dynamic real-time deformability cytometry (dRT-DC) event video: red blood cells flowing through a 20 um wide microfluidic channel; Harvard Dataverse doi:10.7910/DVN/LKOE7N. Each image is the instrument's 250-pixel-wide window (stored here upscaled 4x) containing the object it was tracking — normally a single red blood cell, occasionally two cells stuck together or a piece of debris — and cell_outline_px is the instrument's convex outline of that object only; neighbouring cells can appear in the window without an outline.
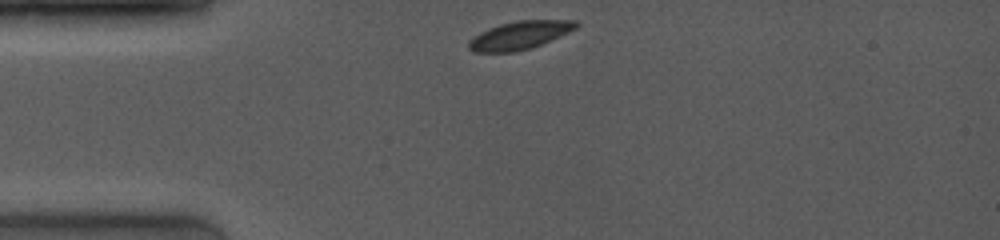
{"species": "common noctule bat (a hibernating species)", "species_latin": "Nyctalus noctula", "temperature_condition": "room temperature", "stored_images_in_passage": 17, "camera_frame_rate_fps": 4000, "um_per_image_px": 0.085, "animal": {"sex": "female", "body_mass_g": 19.0, "forearm_length_mm": 53.3}, "frame": {"image": 1, "passage_image": 1, "time_ms": 0.0, "image_size_px": [1000, 240], "cell_outline_px": [[580, 24], [576, 28], [568, 32], [532, 48], [516, 52], [472, 52], [468, 48], [468, 40], [480, 32], [488, 28], [500, 24], [516, 20], [576, 20]], "centroid_in_image_um": [44.14, 3.0], "position_along_channel_um": 40.9, "area_um2": 17.69}}
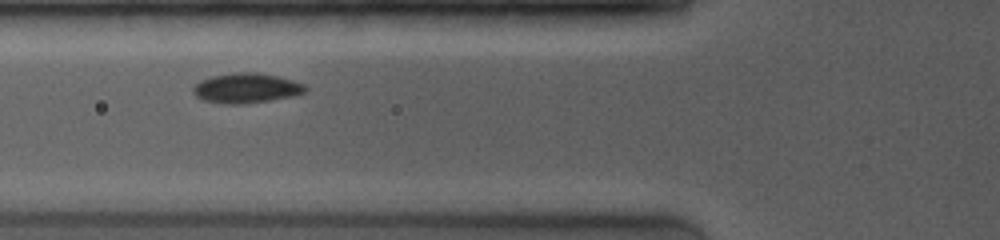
{"frame": {"image": 2, "passage_image": 5, "time_ms": 2.25, "image_size_px": [1000, 240], "cell_outline_px": [[308, 92], [292, 96], [244, 104], [224, 104], [204, 100], [196, 96], [192, 92], [192, 88], [200, 80], [212, 76], [236, 72], [256, 72], [276, 76], [292, 80], [304, 84], [308, 88]], "centroid_in_image_um": [20.93, 7.49], "position_along_channel_um": 104.9, "area_um2": 19.54}}
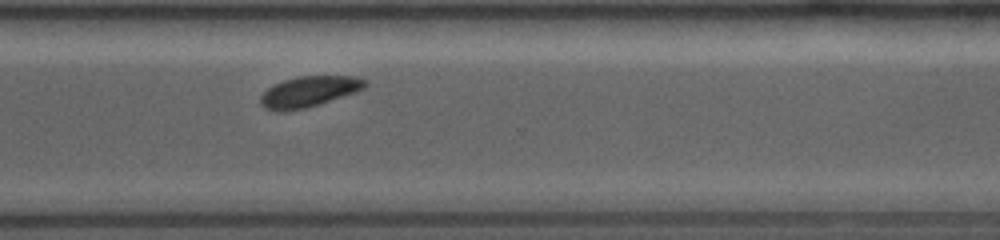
{"frame": {"image": 3, "passage_image": 17, "time_ms": 8.25, "image_size_px": [1000, 240], "cell_outline_px": [[368, 84], [364, 88], [356, 92], [304, 108], [284, 112], [276, 112], [264, 108], [260, 104], [260, 96], [268, 88], [284, 80], [300, 76], [356, 76], [364, 80]], "centroid_in_image_um": [26.23, 7.79], "position_along_channel_um": 344.4, "area_um2": 18.55}}